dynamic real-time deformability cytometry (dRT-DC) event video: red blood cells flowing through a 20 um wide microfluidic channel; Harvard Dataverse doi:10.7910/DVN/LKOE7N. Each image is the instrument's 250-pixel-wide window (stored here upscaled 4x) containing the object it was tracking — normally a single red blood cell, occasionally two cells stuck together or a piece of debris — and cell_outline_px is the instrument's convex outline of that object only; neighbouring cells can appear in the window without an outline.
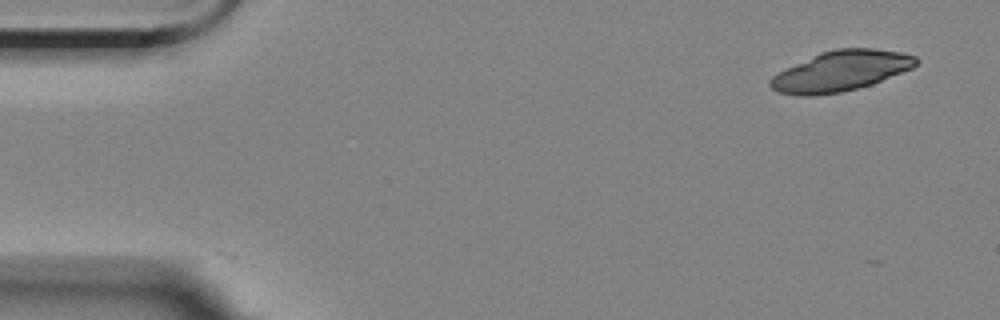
{"species": "Egyptian fruit bat (a non-hibernating species)", "species_latin": "Rousettus aegyptiacus", "temperature_condition": "room temperature", "stored_images_in_passage": 4, "camera_frame_rate_fps": 3000, "um_per_image_px": 0.085, "animal": {"sex": "female"}, "frame": {"image": 1, "passage_image": 1, "time_ms": 0.0, "image_size_px": [1000, 320], "cell_outline_px": [[920, 60], [912, 68], [872, 84], [840, 92], [812, 96], [808, 96], [780, 92], [772, 88], [768, 84], [768, 80], [772, 76], [820, 52], [836, 48], [876, 48], [900, 52], [916, 56]], "centroid_in_image_um": [71.5, 6.02], "position_along_channel_um": 13.5, "area_um2": 33.81}}